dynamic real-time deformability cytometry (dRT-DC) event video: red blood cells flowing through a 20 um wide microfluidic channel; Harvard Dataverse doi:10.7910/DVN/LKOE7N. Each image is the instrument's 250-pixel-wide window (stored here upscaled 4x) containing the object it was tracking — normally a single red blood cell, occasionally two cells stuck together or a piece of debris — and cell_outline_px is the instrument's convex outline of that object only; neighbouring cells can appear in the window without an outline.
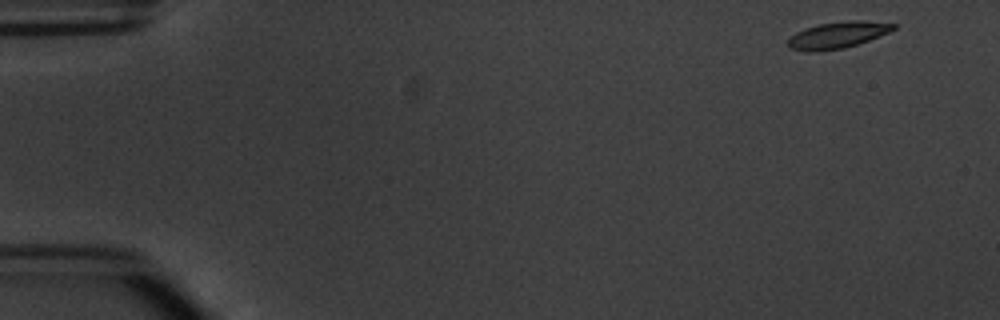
{"species": "common noctule bat (a hibernating species)", "species_latin": "Nyctalus noctula", "temperature_condition": "warm", "stored_images_in_passage": 4, "camera_frame_rate_fps": 3000, "um_per_image_px": 0.085, "animal": {"sex": "male", "body_mass_g": 20.1, "forearm_length_mm": 53.5}, "frame": {"image": 1, "passage_image": 1, "time_ms": 0.0, "image_size_px": [1000, 320], "cell_outline_px": [[896, 28], [888, 32], [868, 40], [844, 48], [820, 52], [808, 52], [788, 48], [788, 40], [796, 32], [804, 28], [820, 24], [848, 20], [864, 20], [896, 24]], "centroid_in_image_um": [71.16, 2.98], "position_along_channel_um": 13.8, "area_um2": 16.3}}
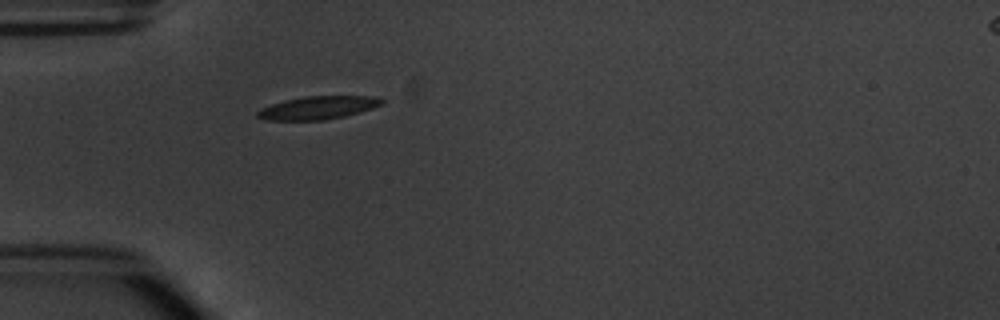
{"frame": {"image": 2, "passage_image": 4, "time_ms": 4.333, "image_size_px": [1000, 320], "cell_outline_px": [[384, 104], [360, 112], [344, 116], [324, 120], [264, 120], [256, 116], [256, 112], [260, 108], [284, 100], [304, 96], [376, 96], [384, 100]], "centroid_in_image_um": [27.02, 9.15], "position_along_channel_um": 58.0, "area_um2": 16.82}}